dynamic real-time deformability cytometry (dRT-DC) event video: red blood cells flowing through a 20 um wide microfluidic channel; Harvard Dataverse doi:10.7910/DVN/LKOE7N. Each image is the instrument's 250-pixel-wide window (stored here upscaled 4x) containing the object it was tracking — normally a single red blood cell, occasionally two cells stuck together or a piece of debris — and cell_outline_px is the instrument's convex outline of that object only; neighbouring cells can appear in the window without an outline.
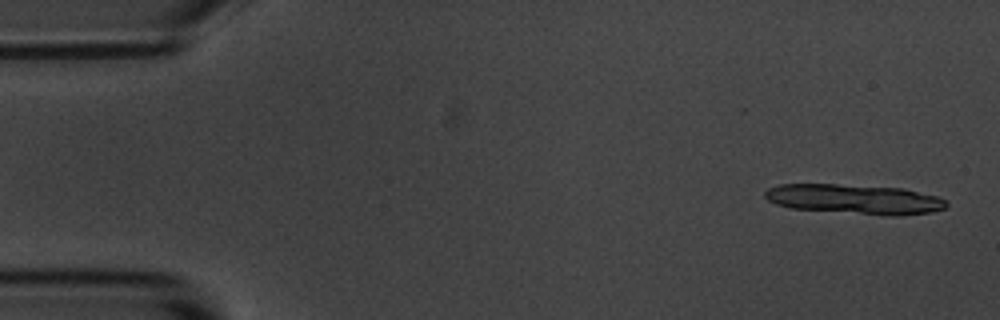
{"species": "common noctule bat (a hibernating species)", "species_latin": "Nyctalus noctula", "temperature_condition": "room temperature", "stored_images_in_passage": 11, "camera_frame_rate_fps": 3000, "um_per_image_px": 0.085, "animal": {"sex": "male", "body_mass_g": 20.1, "forearm_length_mm": 53.5}, "frame": {"image": 1, "passage_image": 2, "time_ms": 0.333, "image_size_px": [1000, 320], "cell_outline_px": [[948, 204], [944, 208], [932, 212], [900, 216], [888, 216], [792, 208], [776, 204], [768, 200], [764, 196], [764, 192], [768, 188], [780, 184], [836, 184], [904, 188], [936, 196], [944, 200]], "centroid_in_image_um": [72.64, 16.93], "position_along_channel_um": 12.4, "area_um2": 31.5}}